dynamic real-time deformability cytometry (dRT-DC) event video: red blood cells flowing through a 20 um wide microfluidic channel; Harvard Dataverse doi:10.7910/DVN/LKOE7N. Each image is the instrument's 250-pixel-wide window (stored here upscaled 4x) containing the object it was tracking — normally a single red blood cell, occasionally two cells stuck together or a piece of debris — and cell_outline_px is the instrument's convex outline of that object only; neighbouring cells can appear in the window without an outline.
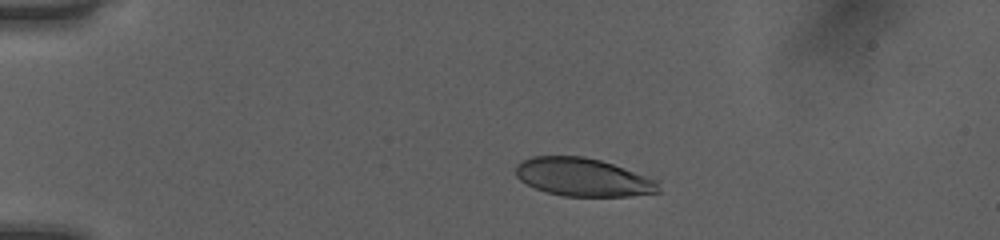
{"species": "human", "species_latin": "Homo sapiens", "temperature_condition": "room temperature", "stored_images_in_passage": 41, "camera_frame_rate_fps": 3000, "um_per_image_px": 0.085, "donor": {"sex": "female"}, "frame": {"image": 1, "passage_image": 1, "time_ms": 0.0, "image_size_px": [1000, 240], "cell_outline_px": [[660, 192], [628, 196], [564, 196], [548, 192], [536, 188], [520, 180], [516, 176], [516, 164], [532, 156], [584, 156], [600, 160], [660, 180]], "centroid_in_image_um": [49.59, 15.06], "position_along_channel_um": 35.4, "area_um2": 31.73}}
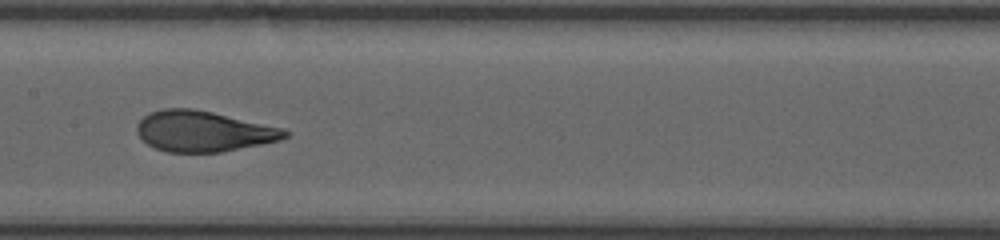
{"frame": {"image": 2, "passage_image": 17, "time_ms": 5.333, "image_size_px": [1000, 240], "cell_outline_px": [[292, 132], [288, 136], [280, 140], [220, 152], [168, 152], [156, 148], [148, 144], [136, 132], [136, 124], [148, 112], [164, 108], [192, 108], [212, 112], [284, 128]], "centroid_in_image_um": [17.28, 11.15], "position_along_channel_um": 190.1, "area_um2": 35.03}}
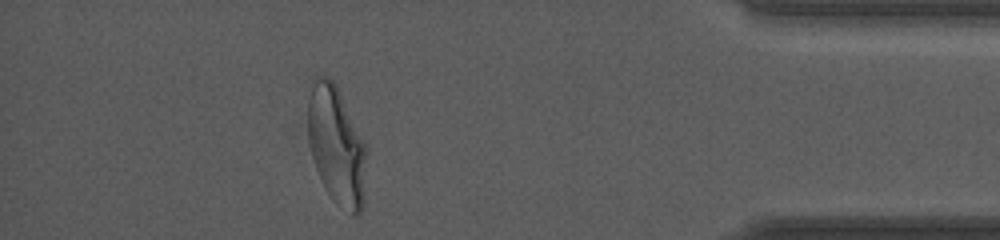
{"frame": {"image": 3, "passage_image": 36, "time_ms": 11.667, "image_size_px": [1000, 240], "cell_outline_px": [[368, 152], [364, 204], [360, 212], [356, 216], [352, 216], [336, 204], [332, 200], [324, 188], [316, 168], [312, 156], [308, 140], [308, 84], [312, 76], [328, 76], [336, 84], [368, 148]], "centroid_in_image_um": [28.61, 12.37], "position_along_channel_um": 406.6, "area_um2": 41.62}, "authors_computed_cell_mechanics": {"area_um2": 35.3736, "velocity_mm_per_s": 4.024, "shape_relaxation_time_tau1_ms": 5.3751, "shape_relaxation_time_tau2_ms": null, "deformation_change_tau1": 0.2191, "deformation_change_tau2": null}}